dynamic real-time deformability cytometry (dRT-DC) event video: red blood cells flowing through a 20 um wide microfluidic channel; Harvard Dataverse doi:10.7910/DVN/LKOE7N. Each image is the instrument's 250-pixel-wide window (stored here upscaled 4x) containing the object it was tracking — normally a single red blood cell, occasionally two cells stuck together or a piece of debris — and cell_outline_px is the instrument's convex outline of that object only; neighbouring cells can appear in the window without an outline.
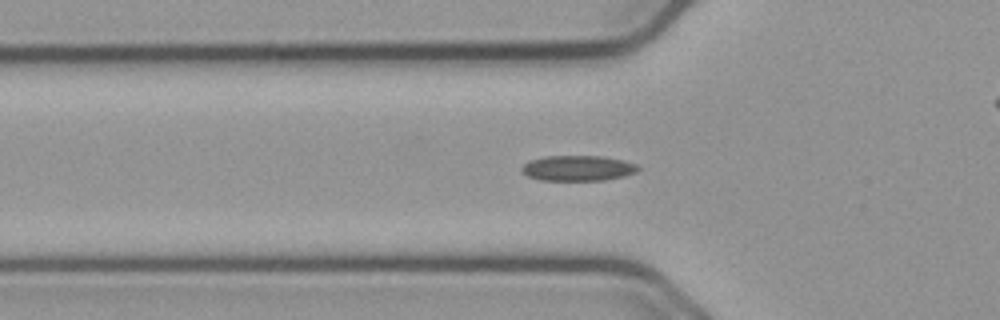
{"species": "common noctule bat (a hibernating species)", "species_latin": "Nyctalus noctula", "temperature_condition": "cold", "stored_images_in_passage": 24, "camera_frame_rate_fps": 3000, "um_per_image_px": 0.085, "animal": {"sex": "male", "body_mass_g": 23.1, "forearm_length_mm": 52.7}, "frame": {"image": 1, "passage_image": 3, "time_ms": 0.667, "image_size_px": [1000, 320], "cell_outline_px": [[640, 168], [636, 172], [624, 176], [604, 180], [540, 180], [528, 176], [520, 172], [520, 168], [528, 160], [544, 156], [604, 156], [624, 160], [636, 164]], "centroid_in_image_um": [49.09, 14.29], "position_along_channel_um": 76.7, "area_um2": 17.4}}
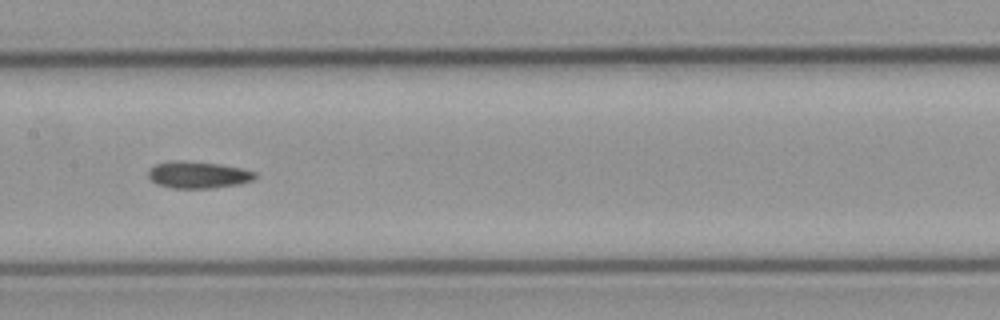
{"frame": {"image": 2, "passage_image": 12, "time_ms": 3.667, "image_size_px": [1000, 320], "cell_outline_px": [[256, 176], [252, 180], [240, 184], [212, 188], [172, 188], [156, 184], [148, 180], [148, 172], [156, 164], [216, 164], [240, 168], [256, 172]], "centroid_in_image_um": [16.88, 14.94], "position_along_channel_um": 190.5, "area_um2": 15.66}}
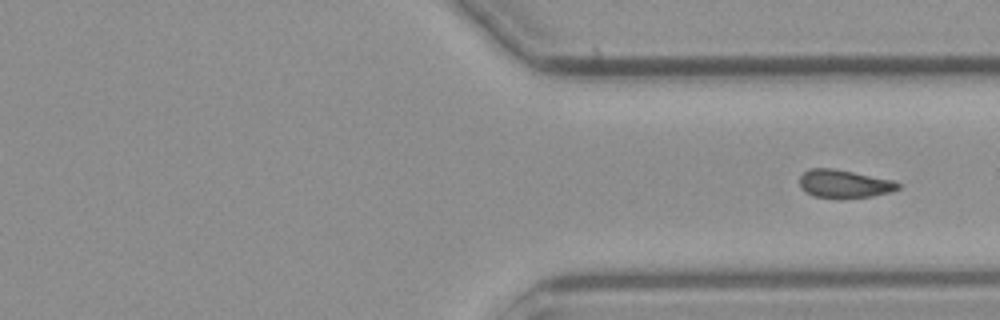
{"frame": {"image": 3, "passage_image": 24, "time_ms": 7.667, "image_size_px": [1000, 320], "cell_outline_px": [[900, 188], [892, 192], [872, 196], [812, 196], [800, 188], [800, 176], [804, 172], [812, 168], [832, 168], [892, 180], [900, 184]], "centroid_in_image_um": [71.75, 15.6], "position_along_channel_um": 339.7, "area_um2": 15.55}}